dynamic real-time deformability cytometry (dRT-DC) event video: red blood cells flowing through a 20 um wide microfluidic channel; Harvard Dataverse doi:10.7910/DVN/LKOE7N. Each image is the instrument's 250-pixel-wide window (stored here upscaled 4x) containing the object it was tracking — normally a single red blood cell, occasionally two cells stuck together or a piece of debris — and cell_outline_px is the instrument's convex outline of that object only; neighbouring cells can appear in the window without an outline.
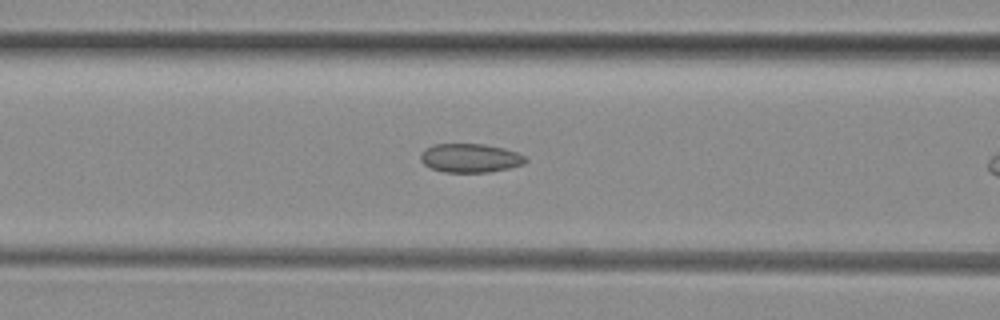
{"species": "common noctule bat (a hibernating species)", "species_latin": "Nyctalus noctula", "temperature_condition": "room temperature", "stored_images_in_passage": 7, "camera_frame_rate_fps": 3000, "um_per_image_px": 0.085, "animal": {"sex": "female", "body_mass_g": 29.2, "forearm_length_mm": 56.3}, "frame": {"image": 1, "passage_image": 6, "time_ms": 1.667, "image_size_px": [1000, 320], "cell_outline_px": [[528, 160], [524, 164], [508, 168], [488, 172], [444, 172], [432, 168], [424, 164], [420, 160], [420, 156], [424, 148], [432, 144], [484, 144], [504, 148], [516, 152], [524, 156]], "centroid_in_image_um": [39.95, 13.42], "position_along_channel_um": 126.7, "area_um2": 17.63}}